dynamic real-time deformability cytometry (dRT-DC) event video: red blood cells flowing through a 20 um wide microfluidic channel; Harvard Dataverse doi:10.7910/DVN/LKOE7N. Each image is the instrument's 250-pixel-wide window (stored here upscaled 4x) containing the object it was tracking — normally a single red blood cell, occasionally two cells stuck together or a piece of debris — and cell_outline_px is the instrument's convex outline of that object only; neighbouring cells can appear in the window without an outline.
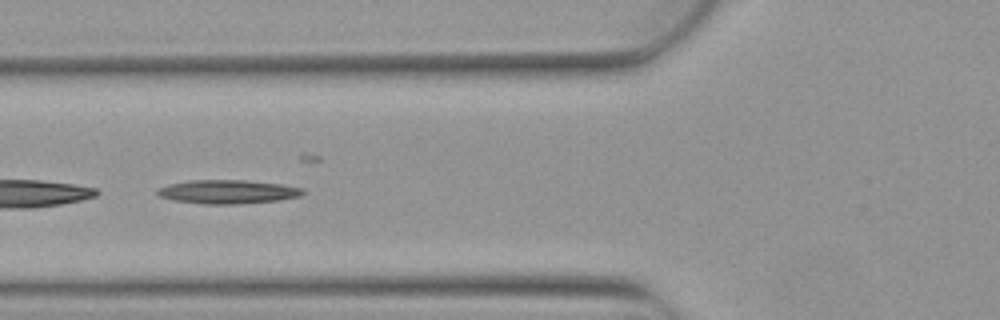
{"species": "Egyptian fruit bat (a non-hibernating species)", "species_latin": "Rousettus aegyptiacus", "temperature_condition": "warm", "stored_images_in_passage": 9, "segment_of_instrument_passage": [2, 2], "camera_frame_rate_fps": 3000, "um_per_image_px": 0.085, "animal": {"sex": "female"}, "frame": {"image": 1, "passage_image": 5, "time_ms": 1.333, "image_size_px": [1000, 320], "cell_outline_px": [[304, 192], [300, 196], [280, 200], [240, 204], [204, 204], [172, 200], [160, 196], [156, 192], [156, 188], [168, 184], [192, 180], [244, 180], [280, 184], [304, 188]], "centroid_in_image_um": [19.34, 16.3], "position_along_channel_um": 106.5, "area_um2": 20.23}}
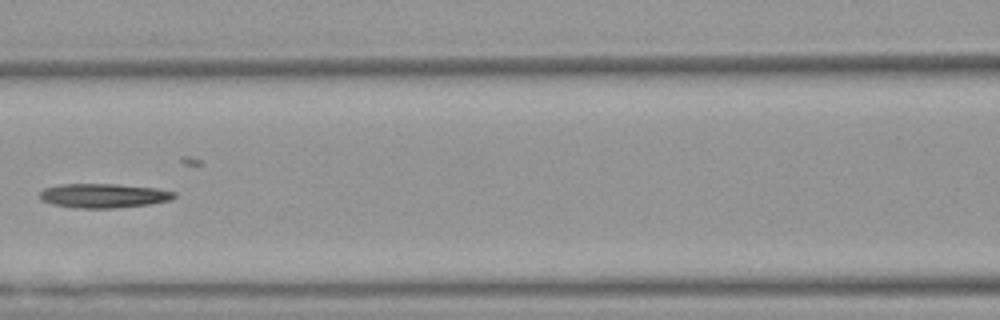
{"frame": {"image": 2, "passage_image": 6, "time_ms": 1.667, "image_size_px": [1000, 320], "cell_outline_px": [[176, 196], [168, 200], [152, 204], [112, 208], [76, 208], [52, 204], [40, 200], [40, 192], [44, 188], [60, 184], [116, 184], [156, 188], [176, 192]], "centroid_in_image_um": [8.78, 16.63], "position_along_channel_um": 157.8, "area_um2": 19.02}}
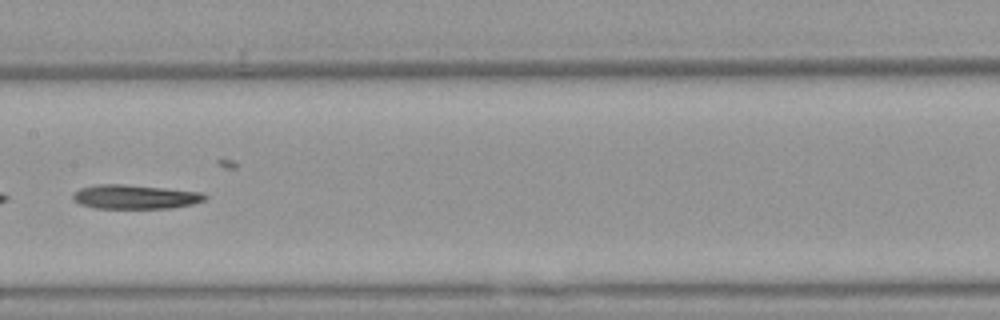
{"frame": {"image": 3, "passage_image": 7, "time_ms": 2.0, "image_size_px": [1000, 320], "cell_outline_px": [[208, 196], [204, 200], [192, 204], [172, 208], [96, 208], [80, 204], [72, 196], [80, 188], [96, 184], [124, 184], [204, 192]], "centroid_in_image_um": [11.52, 16.72], "position_along_channel_um": 195.9, "area_um2": 18.5}}